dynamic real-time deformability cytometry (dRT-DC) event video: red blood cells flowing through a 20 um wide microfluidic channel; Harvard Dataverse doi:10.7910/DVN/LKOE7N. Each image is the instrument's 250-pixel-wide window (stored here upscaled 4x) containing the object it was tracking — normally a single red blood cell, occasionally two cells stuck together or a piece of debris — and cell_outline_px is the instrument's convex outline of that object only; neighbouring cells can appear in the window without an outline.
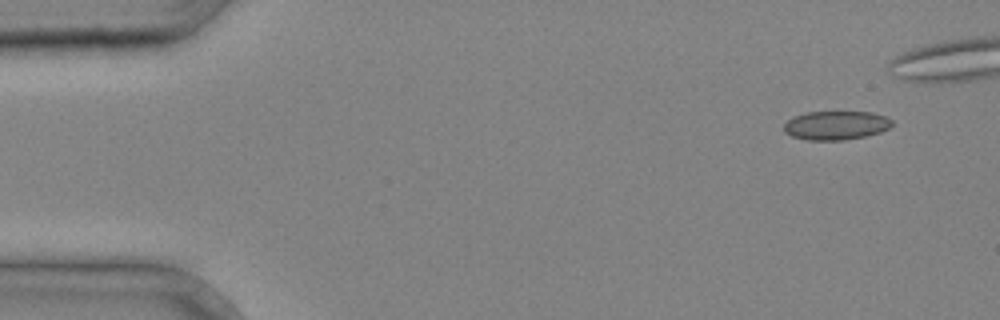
{"species": "common noctule bat (a hibernating species)", "species_latin": "Nyctalus noctula", "temperature_condition": "cold", "stored_images_in_passage": 4, "camera_frame_rate_fps": 3000, "um_per_image_px": 0.085, "animal": {"sex": "male", "body_mass_g": 20.4}, "frame": {"image": 1, "passage_image": 1, "time_ms": 0.0, "image_size_px": [1000, 320], "cell_outline_px": [[892, 124], [888, 128], [880, 132], [864, 136], [844, 140], [808, 140], [792, 136], [784, 132], [784, 124], [792, 116], [804, 112], [872, 112], [884, 116], [892, 120]], "centroid_in_image_um": [71.02, 10.65], "position_along_channel_um": 14.0, "area_um2": 18.15}}